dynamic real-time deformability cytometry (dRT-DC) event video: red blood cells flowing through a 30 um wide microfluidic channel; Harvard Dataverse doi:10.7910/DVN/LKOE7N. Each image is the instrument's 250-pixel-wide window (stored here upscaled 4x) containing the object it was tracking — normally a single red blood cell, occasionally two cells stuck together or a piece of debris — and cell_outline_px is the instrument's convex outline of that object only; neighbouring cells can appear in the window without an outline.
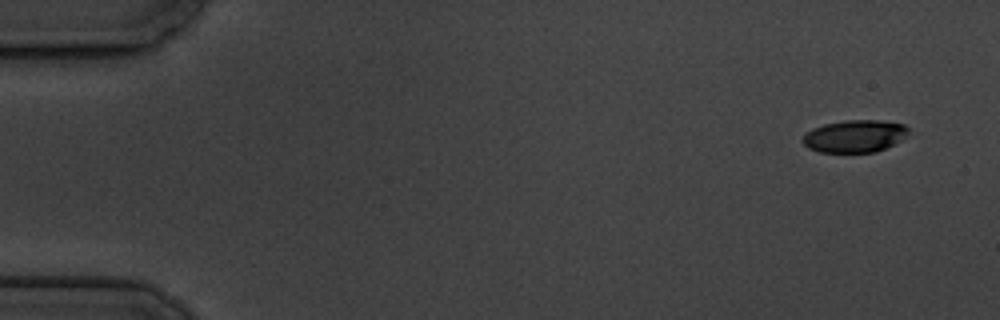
{"species": "common noctule bat (a hibernating species)", "species_latin": "Nyctalus noctula", "temperature_condition": "cold", "stored_images_in_passage": 5, "camera_frame_rate_fps": 3000, "um_per_image_px": 0.085, "animal": {"sex": "male", "body_mass_g": 19.5, "forearm_length_mm": 54.6}, "frame": {"image": 1, "passage_image": 1, "time_ms": 0.0, "image_size_px": [1000, 320], "cell_outline_px": [[908, 132], [900, 140], [876, 152], [820, 152], [808, 148], [800, 140], [812, 128], [824, 124], [844, 120], [880, 120], [904, 124], [908, 128]], "centroid_in_image_um": [72.62, 11.56], "position_along_channel_um": 12.4, "area_um2": 19.83}}
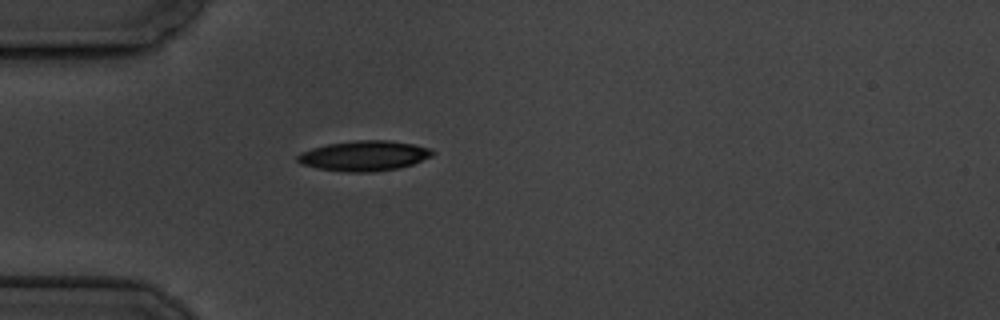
{"frame": {"image": 2, "passage_image": 5, "time_ms": 4.667, "image_size_px": [1000, 320], "cell_outline_px": [[436, 152], [432, 156], [412, 164], [396, 168], [372, 172], [348, 172], [320, 168], [300, 164], [296, 160], [296, 156], [300, 152], [312, 148], [328, 144], [356, 140], [388, 140], [412, 144], [432, 148]], "centroid_in_image_um": [30.95, 13.23], "position_along_channel_um": 54.0, "area_um2": 23.64}}